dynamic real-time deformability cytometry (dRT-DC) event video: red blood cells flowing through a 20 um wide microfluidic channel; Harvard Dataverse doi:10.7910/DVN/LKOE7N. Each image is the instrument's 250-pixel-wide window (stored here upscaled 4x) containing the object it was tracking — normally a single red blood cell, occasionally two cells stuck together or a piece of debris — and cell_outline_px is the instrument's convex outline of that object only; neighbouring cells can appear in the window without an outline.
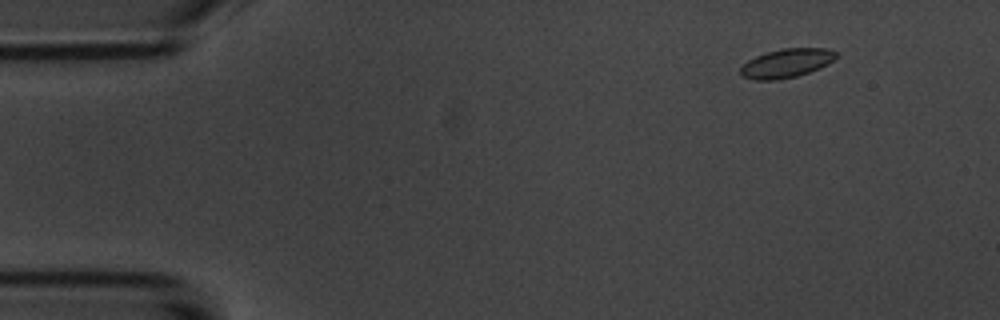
{"species": "common noctule bat (a hibernating species)", "species_latin": "Nyctalus noctula", "temperature_condition": "room temperature", "stored_images_in_passage": 5, "camera_frame_rate_fps": 3000, "um_per_image_px": 0.085, "animal": {"sex": "male", "body_mass_g": 20.1, "forearm_length_mm": 53.5}, "frame": {"image": 1, "passage_image": 1, "time_ms": 0.0, "image_size_px": [1000, 320], "cell_outline_px": [[840, 56], [828, 64], [820, 68], [796, 76], [776, 80], [756, 80], [744, 76], [740, 72], [740, 68], [748, 60], [756, 56], [780, 48], [828, 48], [836, 52]], "centroid_in_image_um": [66.9, 5.36], "position_along_channel_um": 18.1, "area_um2": 16.07}}
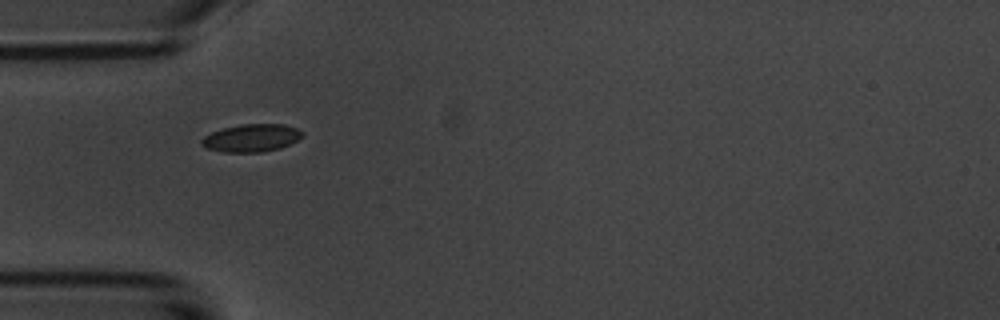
{"frame": {"image": 2, "passage_image": 4, "time_ms": 3.667, "image_size_px": [1000, 320], "cell_outline_px": [[304, 136], [280, 148], [264, 152], [224, 152], [208, 148], [200, 144], [200, 140], [204, 136], [212, 132], [224, 128], [240, 124], [284, 124], [296, 128], [304, 132]], "centroid_in_image_um": [21.38, 11.72], "position_along_channel_um": 63.6, "area_um2": 16.24}}